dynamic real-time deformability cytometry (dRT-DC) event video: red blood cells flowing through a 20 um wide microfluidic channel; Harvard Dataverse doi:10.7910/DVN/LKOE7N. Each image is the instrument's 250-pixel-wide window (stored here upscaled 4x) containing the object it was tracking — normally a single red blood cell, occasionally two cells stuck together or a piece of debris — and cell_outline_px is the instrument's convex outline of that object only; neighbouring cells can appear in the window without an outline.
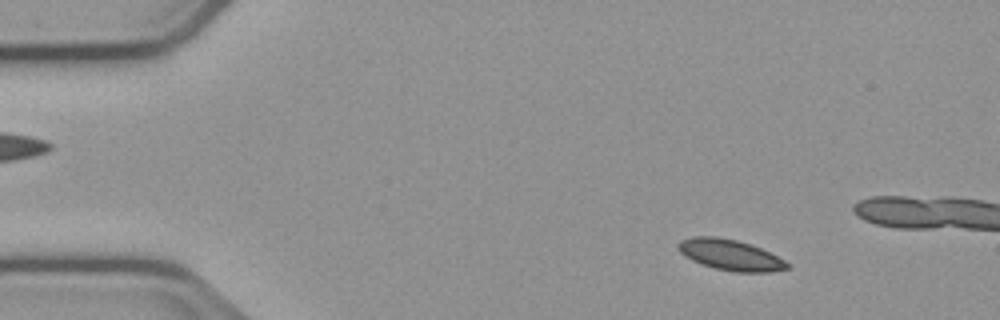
{"species": "common noctule bat (a hibernating species)", "species_latin": "Nyctalus noctula", "temperature_condition": "cold", "stored_images_in_passage": 16, "camera_frame_rate_fps": 3000, "um_per_image_px": 0.085, "animal": {"sex": "male", "body_mass_g": 23.1, "forearm_length_mm": 52.7}, "frame": {"image": 1, "passage_image": 7, "time_ms": 2.0, "image_size_px": [1000, 320], "cell_outline_px": [[788, 268], [772, 272], [736, 272], [716, 268], [700, 264], [684, 256], [676, 248], [676, 244], [680, 240], [692, 236], [716, 236], [736, 240], [752, 244], [784, 260], [788, 264]], "centroid_in_image_um": [62.01, 21.65], "position_along_channel_um": 23.0, "area_um2": 19.59}}